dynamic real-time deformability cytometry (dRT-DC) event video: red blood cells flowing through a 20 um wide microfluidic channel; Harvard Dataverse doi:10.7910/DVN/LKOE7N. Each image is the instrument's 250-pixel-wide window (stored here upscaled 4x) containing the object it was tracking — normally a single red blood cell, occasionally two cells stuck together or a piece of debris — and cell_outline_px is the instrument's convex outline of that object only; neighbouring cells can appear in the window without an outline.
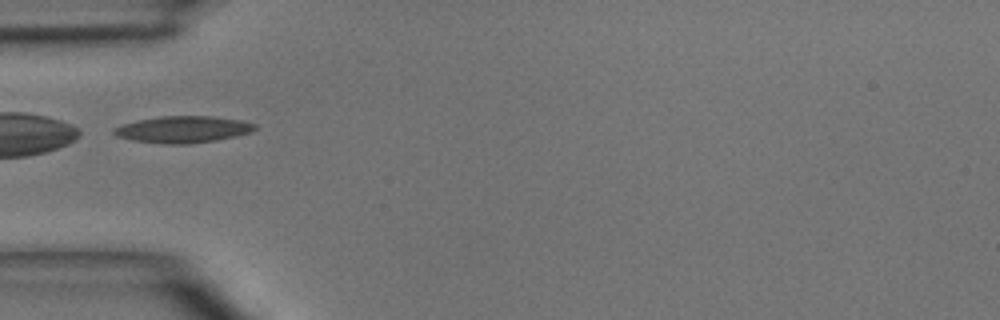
{"species": "common noctule bat (a hibernating species)", "species_latin": "Nyctalus noctula", "temperature_condition": "room temperature", "stored_images_in_passage": 6, "camera_frame_rate_fps": 3000, "um_per_image_px": 0.085, "animal": {"sex": "male", "body_mass_g": 15.6}, "frame": {"image": 1, "passage_image": 5, "time_ms": 4.667, "image_size_px": [1000, 320], "cell_outline_px": [[256, 128], [252, 132], [236, 136], [216, 140], [188, 144], [164, 144], [132, 140], [116, 136], [112, 132], [112, 128], [124, 124], [140, 120], [160, 116], [212, 116], [244, 120], [256, 124]], "centroid_in_image_um": [15.58, 11.0], "position_along_channel_um": 69.4, "area_um2": 22.02}}